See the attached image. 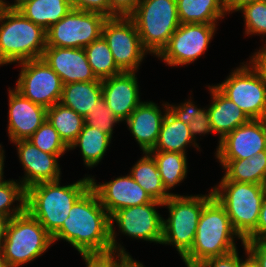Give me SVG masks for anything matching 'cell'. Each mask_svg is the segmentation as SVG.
I'll return each instance as SVG.
<instances>
[{"mask_svg":"<svg viewBox=\"0 0 266 267\" xmlns=\"http://www.w3.org/2000/svg\"><path fill=\"white\" fill-rule=\"evenodd\" d=\"M7 216L0 215V247L6 235V228L9 222Z\"/></svg>","mask_w":266,"mask_h":267,"instance_id":"cell-47","label":"cell"},{"mask_svg":"<svg viewBox=\"0 0 266 267\" xmlns=\"http://www.w3.org/2000/svg\"><path fill=\"white\" fill-rule=\"evenodd\" d=\"M243 246L255 258L260 267H266V240L243 241Z\"/></svg>","mask_w":266,"mask_h":267,"instance_id":"cell-42","label":"cell"},{"mask_svg":"<svg viewBox=\"0 0 266 267\" xmlns=\"http://www.w3.org/2000/svg\"><path fill=\"white\" fill-rule=\"evenodd\" d=\"M109 2L110 18L129 17L136 9L139 0H109Z\"/></svg>","mask_w":266,"mask_h":267,"instance_id":"cell-41","label":"cell"},{"mask_svg":"<svg viewBox=\"0 0 266 267\" xmlns=\"http://www.w3.org/2000/svg\"><path fill=\"white\" fill-rule=\"evenodd\" d=\"M242 11L246 35H266V0H259L244 5Z\"/></svg>","mask_w":266,"mask_h":267,"instance_id":"cell-36","label":"cell"},{"mask_svg":"<svg viewBox=\"0 0 266 267\" xmlns=\"http://www.w3.org/2000/svg\"><path fill=\"white\" fill-rule=\"evenodd\" d=\"M218 161L226 171L221 181L266 184V150L249 159Z\"/></svg>","mask_w":266,"mask_h":267,"instance_id":"cell-24","label":"cell"},{"mask_svg":"<svg viewBox=\"0 0 266 267\" xmlns=\"http://www.w3.org/2000/svg\"><path fill=\"white\" fill-rule=\"evenodd\" d=\"M195 267H239L238 251L230 254L206 259Z\"/></svg>","mask_w":266,"mask_h":267,"instance_id":"cell-40","label":"cell"},{"mask_svg":"<svg viewBox=\"0 0 266 267\" xmlns=\"http://www.w3.org/2000/svg\"><path fill=\"white\" fill-rule=\"evenodd\" d=\"M156 206H163V202L153 200L151 203L126 207L117 210L110 216L112 252L130 256L116 241L117 232L114 222L119 226L120 232L126 236L161 244L164 218L157 212Z\"/></svg>","mask_w":266,"mask_h":267,"instance_id":"cell-9","label":"cell"},{"mask_svg":"<svg viewBox=\"0 0 266 267\" xmlns=\"http://www.w3.org/2000/svg\"><path fill=\"white\" fill-rule=\"evenodd\" d=\"M250 63L258 71L260 76L263 79V82L266 84V47L259 49L255 52L252 57H250Z\"/></svg>","mask_w":266,"mask_h":267,"instance_id":"cell-44","label":"cell"},{"mask_svg":"<svg viewBox=\"0 0 266 267\" xmlns=\"http://www.w3.org/2000/svg\"><path fill=\"white\" fill-rule=\"evenodd\" d=\"M255 1H259V0H223V4H224L225 10L228 14V13H230V11H232V12L238 11L244 5L249 4V3H253Z\"/></svg>","mask_w":266,"mask_h":267,"instance_id":"cell-45","label":"cell"},{"mask_svg":"<svg viewBox=\"0 0 266 267\" xmlns=\"http://www.w3.org/2000/svg\"><path fill=\"white\" fill-rule=\"evenodd\" d=\"M43 152L63 155L69 147L63 142L57 130L46 119L28 139Z\"/></svg>","mask_w":266,"mask_h":267,"instance_id":"cell-35","label":"cell"},{"mask_svg":"<svg viewBox=\"0 0 266 267\" xmlns=\"http://www.w3.org/2000/svg\"><path fill=\"white\" fill-rule=\"evenodd\" d=\"M63 142L70 147L84 126V117L61 103L47 109V118Z\"/></svg>","mask_w":266,"mask_h":267,"instance_id":"cell-31","label":"cell"},{"mask_svg":"<svg viewBox=\"0 0 266 267\" xmlns=\"http://www.w3.org/2000/svg\"><path fill=\"white\" fill-rule=\"evenodd\" d=\"M12 143L17 147V154L25 171L24 177L20 180L25 189L38 183L61 179L58 158L63 155L43 152L29 140Z\"/></svg>","mask_w":266,"mask_h":267,"instance_id":"cell-16","label":"cell"},{"mask_svg":"<svg viewBox=\"0 0 266 267\" xmlns=\"http://www.w3.org/2000/svg\"><path fill=\"white\" fill-rule=\"evenodd\" d=\"M0 147H1V144H0ZM3 148L1 147L0 148V183L5 181L4 178H3V170H4V159H5V155H4V150H2Z\"/></svg>","mask_w":266,"mask_h":267,"instance_id":"cell-50","label":"cell"},{"mask_svg":"<svg viewBox=\"0 0 266 267\" xmlns=\"http://www.w3.org/2000/svg\"><path fill=\"white\" fill-rule=\"evenodd\" d=\"M19 66L21 71L15 87L18 92L46 109L60 102L61 78L42 58L20 62Z\"/></svg>","mask_w":266,"mask_h":267,"instance_id":"cell-13","label":"cell"},{"mask_svg":"<svg viewBox=\"0 0 266 267\" xmlns=\"http://www.w3.org/2000/svg\"><path fill=\"white\" fill-rule=\"evenodd\" d=\"M129 17L143 48L154 56L160 54L180 25L176 0H139Z\"/></svg>","mask_w":266,"mask_h":267,"instance_id":"cell-7","label":"cell"},{"mask_svg":"<svg viewBox=\"0 0 266 267\" xmlns=\"http://www.w3.org/2000/svg\"><path fill=\"white\" fill-rule=\"evenodd\" d=\"M212 189L209 194L191 196H170L163 206L169 211L168 219H163V238L161 244L176 248L181 259L191 250L197 225L203 207L213 198Z\"/></svg>","mask_w":266,"mask_h":267,"instance_id":"cell-8","label":"cell"},{"mask_svg":"<svg viewBox=\"0 0 266 267\" xmlns=\"http://www.w3.org/2000/svg\"><path fill=\"white\" fill-rule=\"evenodd\" d=\"M106 19L99 13L73 9L46 30V47L85 48L102 35Z\"/></svg>","mask_w":266,"mask_h":267,"instance_id":"cell-11","label":"cell"},{"mask_svg":"<svg viewBox=\"0 0 266 267\" xmlns=\"http://www.w3.org/2000/svg\"><path fill=\"white\" fill-rule=\"evenodd\" d=\"M0 267H9L6 259L3 257L1 252H0Z\"/></svg>","mask_w":266,"mask_h":267,"instance_id":"cell-51","label":"cell"},{"mask_svg":"<svg viewBox=\"0 0 266 267\" xmlns=\"http://www.w3.org/2000/svg\"><path fill=\"white\" fill-rule=\"evenodd\" d=\"M41 58L59 75L63 85L101 81L94 75L84 48L46 47Z\"/></svg>","mask_w":266,"mask_h":267,"instance_id":"cell-19","label":"cell"},{"mask_svg":"<svg viewBox=\"0 0 266 267\" xmlns=\"http://www.w3.org/2000/svg\"><path fill=\"white\" fill-rule=\"evenodd\" d=\"M88 63L97 79L103 80L123 72L115 63L114 57L101 35L84 48Z\"/></svg>","mask_w":266,"mask_h":267,"instance_id":"cell-32","label":"cell"},{"mask_svg":"<svg viewBox=\"0 0 266 267\" xmlns=\"http://www.w3.org/2000/svg\"><path fill=\"white\" fill-rule=\"evenodd\" d=\"M242 241L234 231L225 208L213 197L201 212L191 250L182 258L187 267L221 257L237 250L234 238Z\"/></svg>","mask_w":266,"mask_h":267,"instance_id":"cell-3","label":"cell"},{"mask_svg":"<svg viewBox=\"0 0 266 267\" xmlns=\"http://www.w3.org/2000/svg\"><path fill=\"white\" fill-rule=\"evenodd\" d=\"M72 10L70 0H31L18 9L28 20L45 30L59 22Z\"/></svg>","mask_w":266,"mask_h":267,"instance_id":"cell-27","label":"cell"},{"mask_svg":"<svg viewBox=\"0 0 266 267\" xmlns=\"http://www.w3.org/2000/svg\"><path fill=\"white\" fill-rule=\"evenodd\" d=\"M144 154L131 168L129 175L153 200L165 202L171 195L165 191L153 156L149 152H144Z\"/></svg>","mask_w":266,"mask_h":267,"instance_id":"cell-28","label":"cell"},{"mask_svg":"<svg viewBox=\"0 0 266 267\" xmlns=\"http://www.w3.org/2000/svg\"><path fill=\"white\" fill-rule=\"evenodd\" d=\"M214 86L249 119H266V84L250 62H242L224 82Z\"/></svg>","mask_w":266,"mask_h":267,"instance_id":"cell-10","label":"cell"},{"mask_svg":"<svg viewBox=\"0 0 266 267\" xmlns=\"http://www.w3.org/2000/svg\"><path fill=\"white\" fill-rule=\"evenodd\" d=\"M165 111L160 133L156 145L151 151L179 152L186 154L187 145H193L197 150L199 145L194 141L190 134L187 124L178 120L168 111L167 103L162 104Z\"/></svg>","mask_w":266,"mask_h":267,"instance_id":"cell-23","label":"cell"},{"mask_svg":"<svg viewBox=\"0 0 266 267\" xmlns=\"http://www.w3.org/2000/svg\"><path fill=\"white\" fill-rule=\"evenodd\" d=\"M81 256L85 261L86 267H120L130 257L118 252L81 254Z\"/></svg>","mask_w":266,"mask_h":267,"instance_id":"cell-38","label":"cell"},{"mask_svg":"<svg viewBox=\"0 0 266 267\" xmlns=\"http://www.w3.org/2000/svg\"><path fill=\"white\" fill-rule=\"evenodd\" d=\"M90 187L91 176L66 186H60V179L32 185L26 189V210L53 236Z\"/></svg>","mask_w":266,"mask_h":267,"instance_id":"cell-2","label":"cell"},{"mask_svg":"<svg viewBox=\"0 0 266 267\" xmlns=\"http://www.w3.org/2000/svg\"><path fill=\"white\" fill-rule=\"evenodd\" d=\"M15 201L20 202L12 207ZM26 210V189L20 182L5 180L0 183V215L11 219Z\"/></svg>","mask_w":266,"mask_h":267,"instance_id":"cell-34","label":"cell"},{"mask_svg":"<svg viewBox=\"0 0 266 267\" xmlns=\"http://www.w3.org/2000/svg\"><path fill=\"white\" fill-rule=\"evenodd\" d=\"M211 105L208 107L210 123L214 133H218L220 140L237 127L247 123L250 119L230 99L224 96L215 86L209 85Z\"/></svg>","mask_w":266,"mask_h":267,"instance_id":"cell-22","label":"cell"},{"mask_svg":"<svg viewBox=\"0 0 266 267\" xmlns=\"http://www.w3.org/2000/svg\"><path fill=\"white\" fill-rule=\"evenodd\" d=\"M266 240V195L263 199L256 229L244 241Z\"/></svg>","mask_w":266,"mask_h":267,"instance_id":"cell-43","label":"cell"},{"mask_svg":"<svg viewBox=\"0 0 266 267\" xmlns=\"http://www.w3.org/2000/svg\"><path fill=\"white\" fill-rule=\"evenodd\" d=\"M31 1V0H15L14 4H10L9 2L7 3V1L1 0L2 6L10 8V9H15L18 10L23 4H25L26 2Z\"/></svg>","mask_w":266,"mask_h":267,"instance_id":"cell-48","label":"cell"},{"mask_svg":"<svg viewBox=\"0 0 266 267\" xmlns=\"http://www.w3.org/2000/svg\"><path fill=\"white\" fill-rule=\"evenodd\" d=\"M116 65L123 72H137L147 51L143 48L134 21L130 17L107 18L102 27Z\"/></svg>","mask_w":266,"mask_h":267,"instance_id":"cell-12","label":"cell"},{"mask_svg":"<svg viewBox=\"0 0 266 267\" xmlns=\"http://www.w3.org/2000/svg\"><path fill=\"white\" fill-rule=\"evenodd\" d=\"M180 24L204 23L217 25L226 15L223 0H176Z\"/></svg>","mask_w":266,"mask_h":267,"instance_id":"cell-26","label":"cell"},{"mask_svg":"<svg viewBox=\"0 0 266 267\" xmlns=\"http://www.w3.org/2000/svg\"><path fill=\"white\" fill-rule=\"evenodd\" d=\"M149 153L156 161L165 191L171 196H177L169 191L186 178L188 172L186 154L172 151H149Z\"/></svg>","mask_w":266,"mask_h":267,"instance_id":"cell-30","label":"cell"},{"mask_svg":"<svg viewBox=\"0 0 266 267\" xmlns=\"http://www.w3.org/2000/svg\"><path fill=\"white\" fill-rule=\"evenodd\" d=\"M168 105V111L178 120L187 124L190 134L196 142V135L213 133L210 123V116L208 108H197V106L190 99L187 102L181 103L178 106Z\"/></svg>","mask_w":266,"mask_h":267,"instance_id":"cell-33","label":"cell"},{"mask_svg":"<svg viewBox=\"0 0 266 267\" xmlns=\"http://www.w3.org/2000/svg\"><path fill=\"white\" fill-rule=\"evenodd\" d=\"M216 26L204 23L180 24L157 57L173 67L193 63L208 49Z\"/></svg>","mask_w":266,"mask_h":267,"instance_id":"cell-14","label":"cell"},{"mask_svg":"<svg viewBox=\"0 0 266 267\" xmlns=\"http://www.w3.org/2000/svg\"><path fill=\"white\" fill-rule=\"evenodd\" d=\"M154 102H143L125 120L128 128L139 144L141 150L149 152L154 149L165 113Z\"/></svg>","mask_w":266,"mask_h":267,"instance_id":"cell-21","label":"cell"},{"mask_svg":"<svg viewBox=\"0 0 266 267\" xmlns=\"http://www.w3.org/2000/svg\"><path fill=\"white\" fill-rule=\"evenodd\" d=\"M0 66L40 59L47 46L46 30L18 10L0 9Z\"/></svg>","mask_w":266,"mask_h":267,"instance_id":"cell-4","label":"cell"},{"mask_svg":"<svg viewBox=\"0 0 266 267\" xmlns=\"http://www.w3.org/2000/svg\"><path fill=\"white\" fill-rule=\"evenodd\" d=\"M244 250L247 258L244 261L239 258V267H260L255 258L246 250L245 246Z\"/></svg>","mask_w":266,"mask_h":267,"instance_id":"cell-46","label":"cell"},{"mask_svg":"<svg viewBox=\"0 0 266 267\" xmlns=\"http://www.w3.org/2000/svg\"><path fill=\"white\" fill-rule=\"evenodd\" d=\"M120 267H144V265L130 256Z\"/></svg>","mask_w":266,"mask_h":267,"instance_id":"cell-49","label":"cell"},{"mask_svg":"<svg viewBox=\"0 0 266 267\" xmlns=\"http://www.w3.org/2000/svg\"><path fill=\"white\" fill-rule=\"evenodd\" d=\"M218 160L249 159L266 150V119H250L226 134L216 149Z\"/></svg>","mask_w":266,"mask_h":267,"instance_id":"cell-15","label":"cell"},{"mask_svg":"<svg viewBox=\"0 0 266 267\" xmlns=\"http://www.w3.org/2000/svg\"><path fill=\"white\" fill-rule=\"evenodd\" d=\"M136 72H121L101 80L102 96L119 121H125L139 106V86Z\"/></svg>","mask_w":266,"mask_h":267,"instance_id":"cell-20","label":"cell"},{"mask_svg":"<svg viewBox=\"0 0 266 267\" xmlns=\"http://www.w3.org/2000/svg\"><path fill=\"white\" fill-rule=\"evenodd\" d=\"M91 188L97 193L101 205L110 216L117 210L153 201L130 175L117 177L101 184H97L91 177Z\"/></svg>","mask_w":266,"mask_h":267,"instance_id":"cell-17","label":"cell"},{"mask_svg":"<svg viewBox=\"0 0 266 267\" xmlns=\"http://www.w3.org/2000/svg\"><path fill=\"white\" fill-rule=\"evenodd\" d=\"M52 244V236L25 210L9 220L0 252L9 267H19L42 256Z\"/></svg>","mask_w":266,"mask_h":267,"instance_id":"cell-6","label":"cell"},{"mask_svg":"<svg viewBox=\"0 0 266 267\" xmlns=\"http://www.w3.org/2000/svg\"><path fill=\"white\" fill-rule=\"evenodd\" d=\"M111 137L99 129L84 124L69 150L79 147L86 167L96 166L110 146Z\"/></svg>","mask_w":266,"mask_h":267,"instance_id":"cell-29","label":"cell"},{"mask_svg":"<svg viewBox=\"0 0 266 267\" xmlns=\"http://www.w3.org/2000/svg\"><path fill=\"white\" fill-rule=\"evenodd\" d=\"M213 196L225 208L234 231L244 241L257 226L265 185L220 181L211 188Z\"/></svg>","mask_w":266,"mask_h":267,"instance_id":"cell-5","label":"cell"},{"mask_svg":"<svg viewBox=\"0 0 266 267\" xmlns=\"http://www.w3.org/2000/svg\"><path fill=\"white\" fill-rule=\"evenodd\" d=\"M70 2L75 10L95 12L110 18L109 0H70Z\"/></svg>","mask_w":266,"mask_h":267,"instance_id":"cell-39","label":"cell"},{"mask_svg":"<svg viewBox=\"0 0 266 267\" xmlns=\"http://www.w3.org/2000/svg\"><path fill=\"white\" fill-rule=\"evenodd\" d=\"M121 121L114 115L112 110L107 107L106 100L102 96L98 99L91 113H87L84 117V124L95 127L100 131L108 134L112 138L113 126Z\"/></svg>","mask_w":266,"mask_h":267,"instance_id":"cell-37","label":"cell"},{"mask_svg":"<svg viewBox=\"0 0 266 267\" xmlns=\"http://www.w3.org/2000/svg\"><path fill=\"white\" fill-rule=\"evenodd\" d=\"M8 136L11 142L28 140L47 118V109L25 98L15 88L8 90Z\"/></svg>","mask_w":266,"mask_h":267,"instance_id":"cell-18","label":"cell"},{"mask_svg":"<svg viewBox=\"0 0 266 267\" xmlns=\"http://www.w3.org/2000/svg\"><path fill=\"white\" fill-rule=\"evenodd\" d=\"M64 240L81 254L112 252L110 215L90 187L72 206L53 243Z\"/></svg>","mask_w":266,"mask_h":267,"instance_id":"cell-1","label":"cell"},{"mask_svg":"<svg viewBox=\"0 0 266 267\" xmlns=\"http://www.w3.org/2000/svg\"><path fill=\"white\" fill-rule=\"evenodd\" d=\"M102 97V82H72L63 85L60 102L85 117Z\"/></svg>","mask_w":266,"mask_h":267,"instance_id":"cell-25","label":"cell"}]
</instances>
